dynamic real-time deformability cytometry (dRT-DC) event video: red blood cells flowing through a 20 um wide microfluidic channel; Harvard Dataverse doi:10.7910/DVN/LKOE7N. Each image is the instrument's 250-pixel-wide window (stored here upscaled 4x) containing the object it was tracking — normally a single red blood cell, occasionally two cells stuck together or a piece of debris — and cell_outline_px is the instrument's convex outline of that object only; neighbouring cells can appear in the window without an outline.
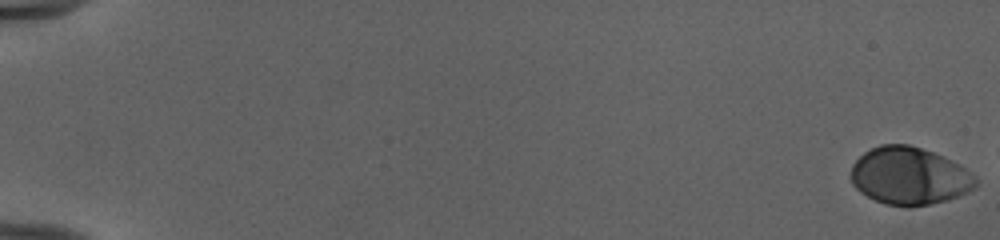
{"species": "human", "species_latin": "Homo sapiens", "temperature_condition": "cold", "stored_images_in_passage": 16, "camera_frame_rate_fps": 3000, "um_per_image_px": 0.085, "donor": {"sex": "female"}, "frame": {"image": 1, "passage_image": 1, "time_ms": 0.0, "image_size_px": [1000, 240], "cell_outline_px": [[976, 188], [968, 192], [948, 200], [928, 204], [884, 204], [860, 192], [852, 184], [852, 164], [864, 152], [880, 144], [908, 144], [932, 152], [960, 164], [976, 176]], "centroid_in_image_um": [77.31, 14.93], "position_along_channel_um": 7.7, "area_um2": 41.33}}